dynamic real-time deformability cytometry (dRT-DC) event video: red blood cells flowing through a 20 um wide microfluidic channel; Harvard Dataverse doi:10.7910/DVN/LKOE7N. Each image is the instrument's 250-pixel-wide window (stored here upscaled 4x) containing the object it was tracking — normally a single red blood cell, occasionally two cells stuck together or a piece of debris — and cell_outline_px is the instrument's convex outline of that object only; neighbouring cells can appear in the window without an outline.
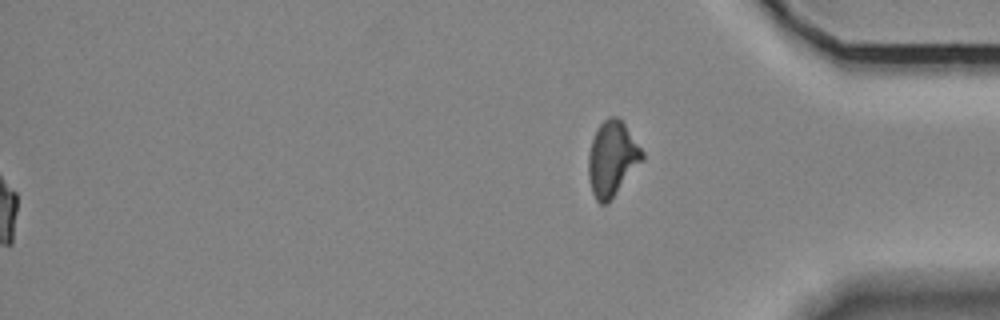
{"species": "Egyptian fruit bat (a non-hibernating species)", "species_latin": "Rousettus aegyptiacus", "temperature_condition": "room temperature", "stored_images_in_passage": 39, "segment_of_instrument_passage": [2, 2], "camera_frame_rate_fps": 3000, "um_per_image_px": 0.085, "animal": {"sex": "female"}, "frame": {"image": 1, "passage_image": 39, "time_ms": 12.667, "image_size_px": [1000, 320], "cell_outline_px": [[644, 160], [612, 196], [604, 204], [600, 204], [596, 200], [592, 192], [588, 176], [588, 156], [592, 140], [600, 124], [604, 120], [612, 116], [616, 116], [624, 124], [644, 152]], "centroid_in_image_um": [52.03, 13.47], "position_along_channel_um": 383.2, "area_um2": 22.95}}